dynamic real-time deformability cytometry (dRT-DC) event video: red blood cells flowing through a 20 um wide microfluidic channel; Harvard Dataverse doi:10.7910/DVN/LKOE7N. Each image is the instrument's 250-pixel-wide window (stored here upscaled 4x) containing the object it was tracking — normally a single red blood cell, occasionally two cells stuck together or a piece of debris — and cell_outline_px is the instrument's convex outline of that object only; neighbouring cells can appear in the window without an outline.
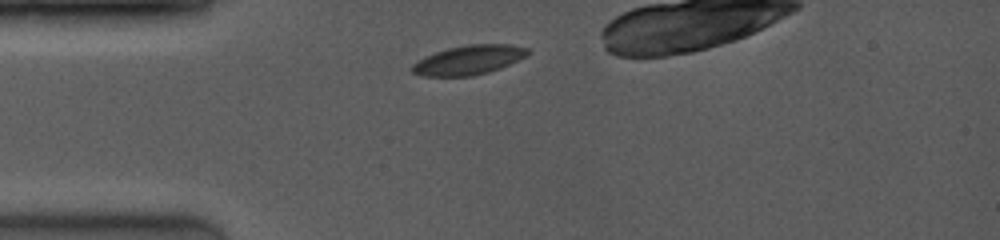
{"species": "common noctule bat (a hibernating species)", "species_latin": "Nyctalus noctula", "temperature_condition": "room temperature", "stored_images_in_passage": 6, "camera_frame_rate_fps": 4000, "um_per_image_px": 0.085, "animal": {"sex": "female", "body_mass_g": 19.0, "forearm_length_mm": 53.3}, "frame": {"image": 1, "passage_image": 1, "time_ms": 0.0, "image_size_px": [1000, 240], "cell_outline_px": [[532, 52], [528, 56], [500, 68], [488, 72], [472, 76], [420, 76], [412, 72], [408, 68], [412, 64], [424, 56], [448, 48], [468, 44], [512, 44], [528, 48]], "centroid_in_image_um": [39.85, 5.09], "position_along_channel_um": 45.2, "area_um2": 20.06}}
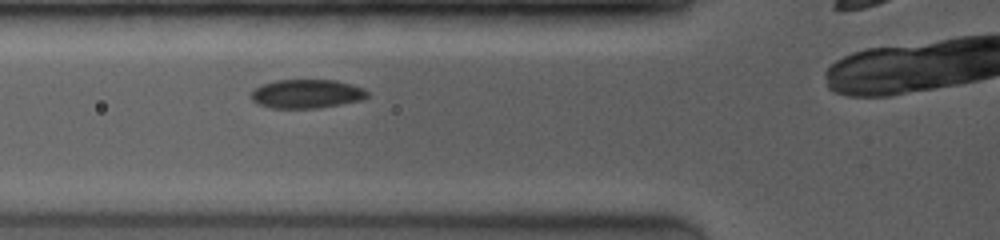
{"frame": {"image": 2, "passage_image": 4, "time_ms": 1.75, "image_size_px": [1000, 240], "cell_outline_px": [[368, 96], [360, 100], [320, 108], [272, 108], [256, 104], [252, 100], [252, 92], [256, 88], [264, 84], [280, 80], [332, 80], [348, 84], [360, 88], [368, 92]], "centroid_in_image_um": [26.03, 7.99], "position_along_channel_um": 99.8, "area_um2": 19.13}}